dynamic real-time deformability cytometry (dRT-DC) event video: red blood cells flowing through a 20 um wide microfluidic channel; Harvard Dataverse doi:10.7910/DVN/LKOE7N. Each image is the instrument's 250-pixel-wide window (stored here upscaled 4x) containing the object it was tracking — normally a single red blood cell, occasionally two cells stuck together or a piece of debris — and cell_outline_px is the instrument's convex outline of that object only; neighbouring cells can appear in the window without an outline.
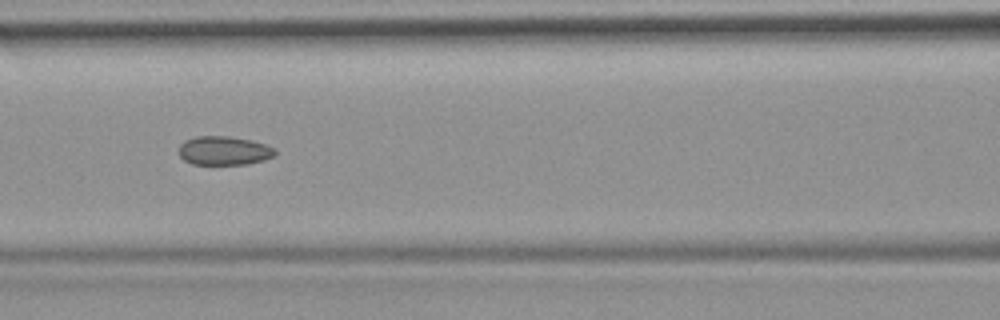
{"species": "common noctule bat (a hibernating species)", "species_latin": "Nyctalus noctula", "temperature_condition": "room temperature", "stored_images_in_passage": 51, "camera_frame_rate_fps": 3000, "um_per_image_px": 0.085, "animal": {"sex": "female", "body_mass_g": 19.9}, "frame": {"image": 1, "passage_image": 22, "time_ms": 7.0, "image_size_px": [1000, 320], "cell_outline_px": [[276, 156], [264, 160], [248, 164], [192, 164], [184, 160], [180, 156], [180, 144], [184, 140], [196, 136], [228, 136], [252, 140], [276, 148]], "centroid_in_image_um": [19.07, 12.8], "position_along_channel_um": 147.5, "area_um2": 16.3}, "authors_computed_cell_mechanics": {"area_um2": 17.1666, "velocity_mm_per_s": 3.8367, "shape_relaxation_time_tau1_ms": null, "shape_relaxation_time_tau2_ms": 1.8052, "deformation_change_tau1": null, "deformation_change_tau2": 0.0558}}